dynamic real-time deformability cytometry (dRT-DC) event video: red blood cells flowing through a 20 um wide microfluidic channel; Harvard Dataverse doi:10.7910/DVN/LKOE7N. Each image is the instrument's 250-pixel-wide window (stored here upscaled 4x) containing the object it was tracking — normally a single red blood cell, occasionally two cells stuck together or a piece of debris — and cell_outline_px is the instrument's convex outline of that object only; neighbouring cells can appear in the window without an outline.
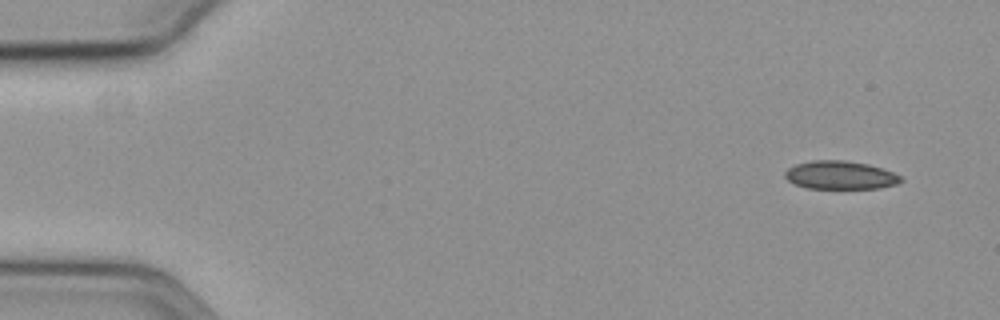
{"species": "common noctule bat (a hibernating species)", "species_latin": "Nyctalus noctula", "temperature_condition": "cold", "stored_images_in_passage": 15, "camera_frame_rate_fps": 3000, "um_per_image_px": 0.085, "animal": {"sex": "female", "body_mass_g": 19.3, "forearm_length_mm": 54.1}, "frame": {"image": 1, "passage_image": 1, "time_ms": 0.0, "image_size_px": [1000, 320], "cell_outline_px": [[904, 180], [896, 184], [880, 188], [808, 188], [796, 184], [788, 180], [784, 176], [784, 172], [788, 168], [796, 164], [812, 160], [844, 160], [868, 164], [892, 172], [900, 176]], "centroid_in_image_um": [71.41, 14.88], "position_along_channel_um": 13.6, "area_um2": 18.96}}
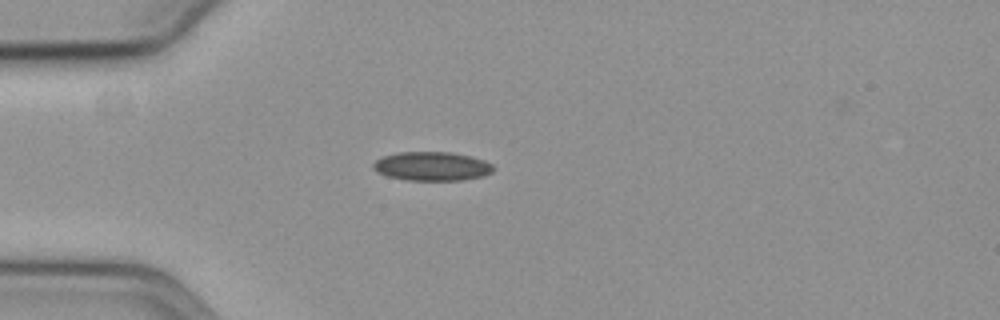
{"frame": {"image": 2, "passage_image": 13, "time_ms": 4.0, "image_size_px": [1000, 320], "cell_outline_px": [[496, 168], [492, 172], [484, 176], [460, 180], [408, 180], [388, 176], [376, 172], [372, 168], [372, 164], [376, 160], [384, 156], [400, 152], [452, 152], [484, 160], [492, 164]], "centroid_in_image_um": [36.72, 14.13], "position_along_channel_um": 48.3, "area_um2": 20.23}}